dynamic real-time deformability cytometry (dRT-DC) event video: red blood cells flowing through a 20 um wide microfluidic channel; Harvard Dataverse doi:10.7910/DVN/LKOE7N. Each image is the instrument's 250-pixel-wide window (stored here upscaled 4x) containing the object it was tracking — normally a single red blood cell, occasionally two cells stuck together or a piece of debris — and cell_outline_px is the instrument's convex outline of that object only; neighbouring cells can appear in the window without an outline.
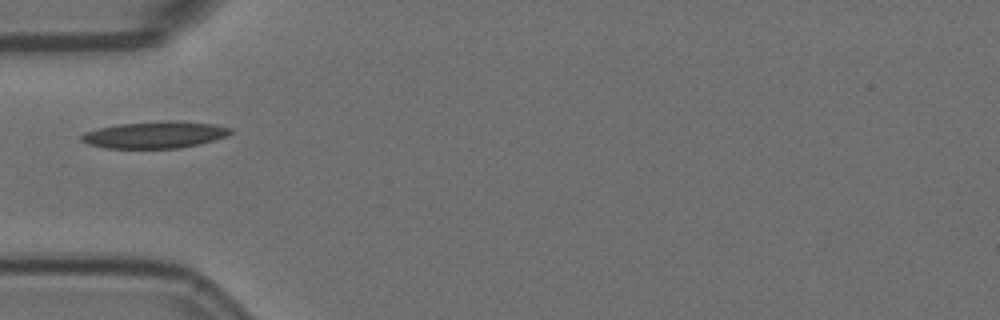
{"species": "Egyptian fruit bat (a non-hibernating species)", "species_latin": "Rousettus aegyptiacus", "temperature_condition": "room temperature", "stored_images_in_passage": 31, "camera_frame_rate_fps": 3000, "um_per_image_px": 0.085, "animal": {"sex": "female"}, "frame": {"image": 1, "passage_image": 1, "time_ms": 0.0, "image_size_px": [1000, 320], "cell_outline_px": [[232, 132], [216, 140], [200, 144], [180, 148], [104, 148], [88, 144], [80, 140], [80, 136], [84, 132], [100, 128], [120, 124], [168, 120], [180, 120], [212, 124], [232, 128]], "centroid_in_image_um": [13.18, 11.46], "position_along_channel_um": 71.8, "area_um2": 23.35}}
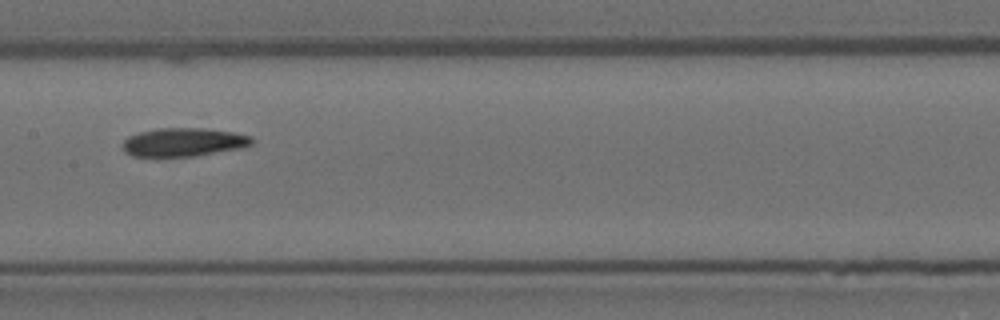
{"frame": {"image": 2, "passage_image": 11, "time_ms": 3.333, "image_size_px": [1000, 320], "cell_outline_px": [[256, 140], [252, 144], [244, 148], [196, 156], [132, 156], [124, 152], [124, 140], [128, 136], [140, 132], [156, 128], [200, 128], [232, 132], [252, 136]], "centroid_in_image_um": [15.65, 12.09], "position_along_channel_um": 191.7, "area_um2": 21.56}}
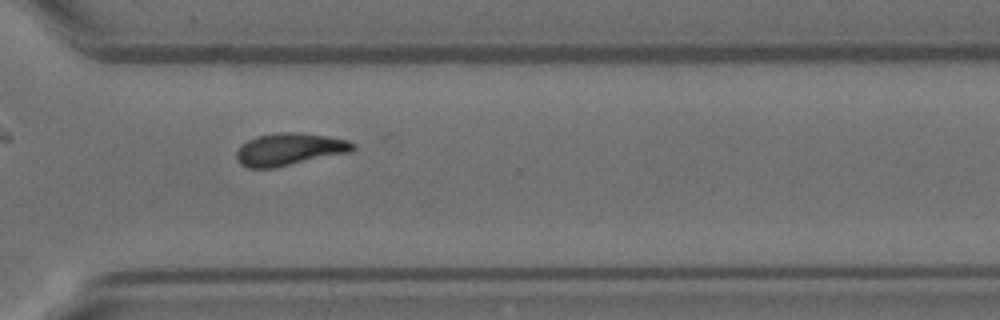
{"frame": {"image": 3, "passage_image": 24, "time_ms": 7.667, "image_size_px": [1000, 320], "cell_outline_px": [[356, 148], [352, 152], [276, 168], [248, 168], [240, 164], [236, 156], [236, 152], [240, 144], [256, 136], [280, 132], [296, 132], [324, 136], [348, 140], [356, 144]], "centroid_in_image_um": [24.61, 12.7], "position_along_channel_um": 346.0, "area_um2": 22.2}}